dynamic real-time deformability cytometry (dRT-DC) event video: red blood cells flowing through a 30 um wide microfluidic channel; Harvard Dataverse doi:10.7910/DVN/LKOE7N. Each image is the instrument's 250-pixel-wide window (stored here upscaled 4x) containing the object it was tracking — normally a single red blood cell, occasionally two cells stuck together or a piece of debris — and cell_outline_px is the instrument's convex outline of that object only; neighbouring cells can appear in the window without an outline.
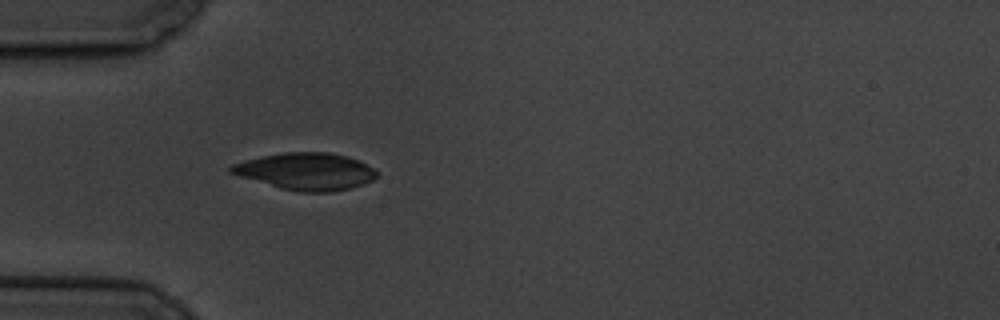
{"species": "common noctule bat (a hibernating species)", "species_latin": "Nyctalus noctula", "temperature_condition": "cold", "stored_images_in_passage": 1, "camera_frame_rate_fps": 3000, "um_per_image_px": 0.085, "animal": {"sex": "male", "body_mass_g": 19.5, "forearm_length_mm": 54.6}, "frame": {"image": 1, "passage_image": 1, "time_ms": 0.0, "image_size_px": [1000, 320], "cell_outline_px": [[376, 176], [372, 180], [364, 184], [352, 188], [332, 192], [300, 192], [280, 188], [240, 176], [228, 172], [228, 168], [232, 164], [244, 160], [260, 156], [284, 152], [328, 152], [348, 156], [360, 160], [372, 168], [376, 172]], "centroid_in_image_um": [26.0, 14.56], "position_along_channel_um": 59.0, "area_um2": 31.56}}